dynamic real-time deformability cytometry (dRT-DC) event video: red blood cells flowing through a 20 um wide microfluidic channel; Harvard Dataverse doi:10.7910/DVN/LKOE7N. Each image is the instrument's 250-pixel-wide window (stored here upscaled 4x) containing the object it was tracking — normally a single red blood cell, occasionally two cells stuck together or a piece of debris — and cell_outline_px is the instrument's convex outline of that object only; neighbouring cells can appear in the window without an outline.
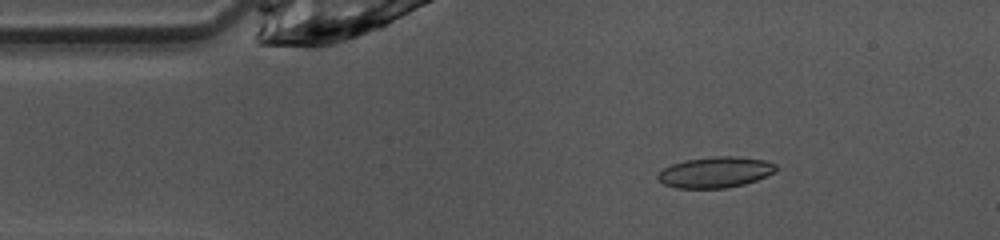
{"species": "common noctule bat (a hibernating species)", "species_latin": "Nyctalus noctula", "temperature_condition": "warm", "stored_images_in_passage": 48, "camera_frame_rate_fps": 3000, "um_per_image_px": 0.085, "animal": {"sex": "female", "body_mass_g": 10.0, "forearm_length_mm": 53.1}, "frame": {"image": 1, "passage_image": 7, "time_ms": 2.0, "image_size_px": [1000, 240], "cell_outline_px": [[776, 168], [772, 172], [756, 180], [744, 184], [728, 188], [676, 188], [664, 184], [656, 176], [664, 168], [672, 164], [684, 160], [712, 156], [736, 156], [764, 160], [776, 164]], "centroid_in_image_um": [60.77, 14.63], "position_along_channel_um": 24.2, "area_um2": 21.1}}
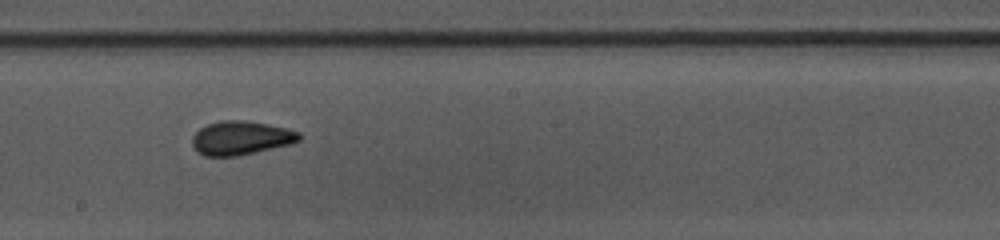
{"frame": {"image": 2, "passage_image": 25, "time_ms": 8.0, "image_size_px": [1000, 240], "cell_outline_px": [[300, 140], [288, 144], [256, 152], [236, 156], [204, 156], [192, 144], [192, 136], [200, 128], [208, 124], [220, 120], [244, 120], [268, 124], [300, 132]], "centroid_in_image_um": [20.46, 11.72], "position_along_channel_um": 227.7, "area_um2": 20.81}}
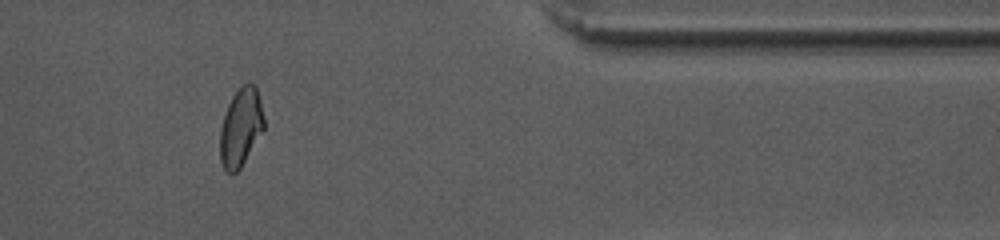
{"frame": {"image": 3, "passage_image": 39, "time_ms": 12.667, "image_size_px": [1000, 240], "cell_outline_px": [[264, 128], [240, 168], [232, 176], [224, 168], [220, 160], [220, 128], [228, 104], [232, 96], [244, 84], [256, 84], [264, 116]], "centroid_in_image_um": [20.46, 10.83], "position_along_channel_um": 390.9, "area_um2": 19.83}, "authors_computed_cell_mechanics": {"area_um2": 20.8369, "velocity_mm_per_s": 4.0952, "shape_relaxation_time_tau1_ms": 4.7253, "shape_relaxation_time_tau2_ms": 1.4782, "deformation_change_tau1": 0.1378, "deformation_change_tau2": 0.0584}}